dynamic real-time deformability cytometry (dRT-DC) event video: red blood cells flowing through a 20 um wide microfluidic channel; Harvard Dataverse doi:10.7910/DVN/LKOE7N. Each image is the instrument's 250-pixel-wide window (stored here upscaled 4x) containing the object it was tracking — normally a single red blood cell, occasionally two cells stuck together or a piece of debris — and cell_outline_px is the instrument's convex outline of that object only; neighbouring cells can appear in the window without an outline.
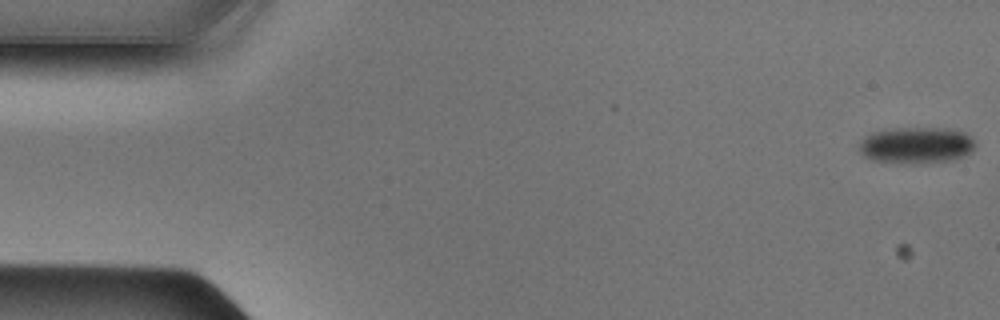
{"species": "Egyptian fruit bat (a non-hibernating species)", "species_latin": "Rousettus aegyptiacus", "temperature_condition": "cold", "stored_images_in_passage": 49, "camera_frame_rate_fps": 3000, "um_per_image_px": 0.085, "animal": {"sex": "male"}, "frame": {"image": 1, "passage_image": 1, "time_ms": 0.0, "image_size_px": [1000, 320], "cell_outline_px": [[976, 144], [972, 152], [956, 160], [920, 164], [908, 164], [872, 160], [864, 156], [860, 152], [860, 144], [864, 136], [872, 132], [900, 128], [948, 128], [964, 132], [972, 136], [976, 140]], "centroid_in_image_um": [77.95, 12.36], "position_along_channel_um": 7.0, "area_um2": 25.14}}
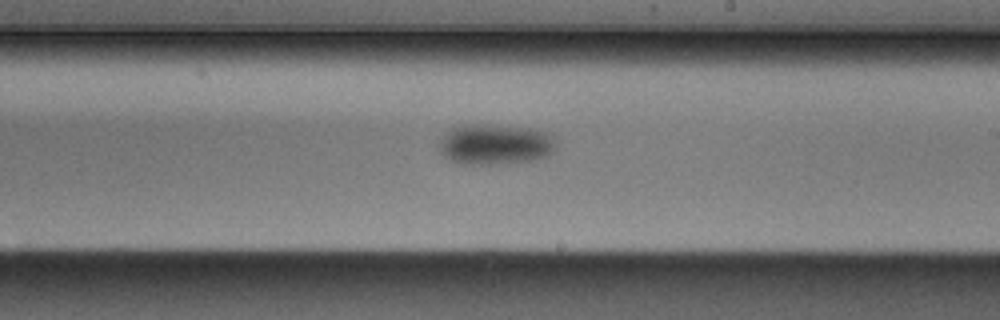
{"frame": {"image": 2, "passage_image": 28, "time_ms": 9.0, "image_size_px": [1000, 320], "cell_outline_px": [[556, 148], [548, 156], [532, 160], [504, 164], [460, 164], [444, 156], [440, 152], [440, 140], [452, 128], [468, 124], [488, 124], [528, 128], [544, 132], [552, 136], [556, 144]], "centroid_in_image_um": [42.1, 12.28], "position_along_channel_um": 246.9, "area_um2": 27.57}}
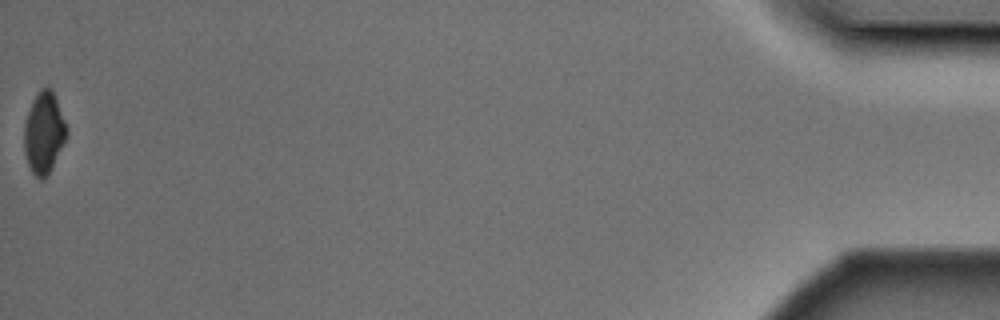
{"frame": {"image": 3, "passage_image": 49, "time_ms": 16.0, "image_size_px": [1000, 320], "cell_outline_px": [[68, 136], [48, 172], [40, 180], [32, 172], [28, 164], [24, 152], [24, 124], [32, 100], [40, 88], [52, 88], [68, 128]], "centroid_in_image_um": [3.73, 11.24], "position_along_channel_um": 431.5, "area_um2": 20.0}}